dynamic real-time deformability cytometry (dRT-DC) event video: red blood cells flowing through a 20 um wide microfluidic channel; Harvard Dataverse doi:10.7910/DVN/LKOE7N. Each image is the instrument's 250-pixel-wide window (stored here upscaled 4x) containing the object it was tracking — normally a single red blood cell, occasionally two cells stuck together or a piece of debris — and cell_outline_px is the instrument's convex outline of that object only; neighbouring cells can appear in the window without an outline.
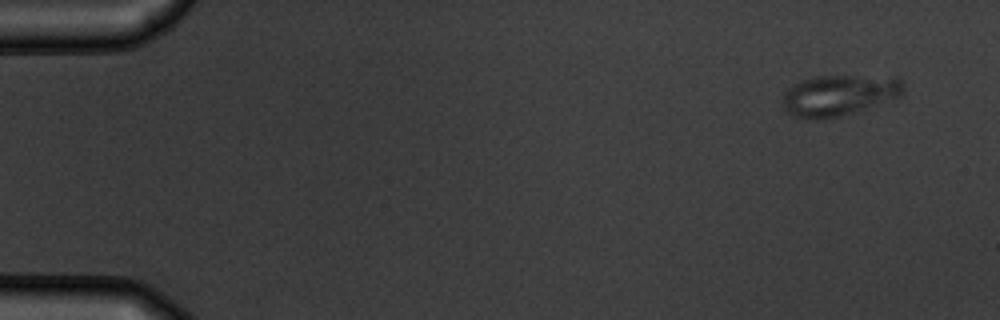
{"species": "common noctule bat (a hibernating species)", "species_latin": "Nyctalus noctula", "temperature_condition": "warm", "stored_images_in_passage": 4, "camera_frame_rate_fps": 3000, "um_per_image_px": 0.085, "animal": {"sex": "male", "body_mass_g": 19.5, "forearm_length_mm": 54.6}, "frame": {"image": 1, "passage_image": 1, "time_ms": 0.0, "image_size_px": [1000, 320], "cell_outline_px": [[904, 96], [860, 112], [820, 120], [804, 120], [792, 116], [784, 112], [784, 92], [792, 84], [800, 80], [812, 76], [896, 76], [904, 80]], "centroid_in_image_um": [71.37, 8.11], "position_along_channel_um": 13.6, "area_um2": 30.06}}